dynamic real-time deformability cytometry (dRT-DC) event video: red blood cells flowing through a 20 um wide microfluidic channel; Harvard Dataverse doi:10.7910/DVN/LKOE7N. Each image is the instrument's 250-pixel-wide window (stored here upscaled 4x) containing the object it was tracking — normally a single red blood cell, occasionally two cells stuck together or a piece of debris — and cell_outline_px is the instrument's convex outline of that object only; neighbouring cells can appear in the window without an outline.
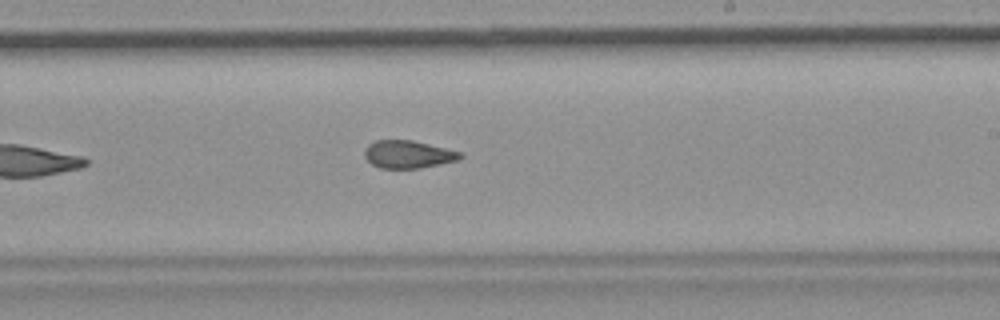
{"species": "common noctule bat (a hibernating species)", "species_latin": "Nyctalus noctula", "temperature_condition": "room temperature", "stored_images_in_passage": 8, "camera_frame_rate_fps": 3000, "um_per_image_px": 0.085, "animal": {"sex": "female", "body_mass_g": 19.9}, "frame": {"image": 1, "passage_image": 8, "time_ms": 2.333, "image_size_px": [1000, 320], "cell_outline_px": [[464, 156], [456, 160], [420, 168], [380, 168], [372, 164], [364, 156], [364, 148], [368, 144], [376, 140], [412, 140], [464, 152]], "centroid_in_image_um": [34.68, 13.11], "position_along_channel_um": 254.3, "area_um2": 15.49}}